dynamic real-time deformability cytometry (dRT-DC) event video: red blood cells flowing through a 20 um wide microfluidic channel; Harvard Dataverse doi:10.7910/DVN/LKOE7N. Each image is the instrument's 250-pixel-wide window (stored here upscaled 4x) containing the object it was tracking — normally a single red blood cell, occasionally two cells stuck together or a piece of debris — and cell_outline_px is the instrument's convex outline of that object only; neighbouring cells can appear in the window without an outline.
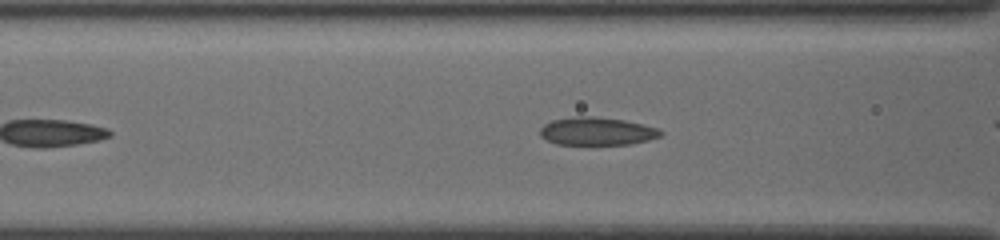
{"species": "common noctule bat (a hibernating species)", "species_latin": "Nyctalus noctula", "temperature_condition": "cold", "stored_images_in_passage": 40, "camera_frame_rate_fps": 3000, "um_per_image_px": 0.085, "animal": {"sex": "female", "body_mass_g": 19.5, "forearm_length_mm": 54.1}, "frame": {"image": 1, "passage_image": 12, "time_ms": 3.667, "image_size_px": [1000, 240], "cell_outline_px": [[664, 132], [660, 136], [648, 140], [628, 144], [592, 148], [556, 144], [540, 136], [540, 128], [544, 124], [552, 120], [580, 116], [592, 116], [624, 120], [656, 128]], "centroid_in_image_um": [50.69, 11.22], "position_along_channel_um": 115.9, "area_um2": 20.4}, "authors_computed_cell_mechanics": {"area_um2": 19.3919, "velocity_mm_per_s": 3.8826, "shape_relaxation_time_tau1_ms": 4.77, "shape_relaxation_time_tau2_ms": 1.1392, "deformation_change_tau1": 0.168, "deformation_change_tau2": 0.0685}}